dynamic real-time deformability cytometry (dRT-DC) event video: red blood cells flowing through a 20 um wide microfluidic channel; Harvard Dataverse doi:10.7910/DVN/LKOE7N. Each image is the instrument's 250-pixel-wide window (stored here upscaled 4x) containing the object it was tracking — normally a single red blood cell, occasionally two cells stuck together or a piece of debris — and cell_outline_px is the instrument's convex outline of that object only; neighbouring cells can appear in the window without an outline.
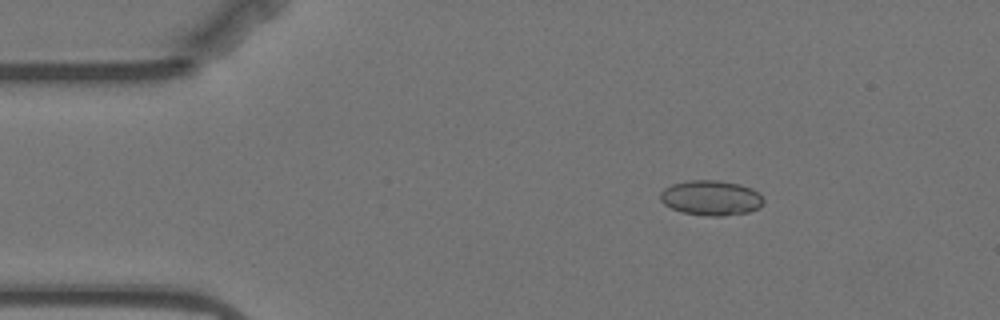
{"species": "Egyptian fruit bat (a non-hibernating species)", "species_latin": "Rousettus aegyptiacus", "temperature_condition": "warm", "stored_images_in_passage": 54, "camera_frame_rate_fps": 3000, "um_per_image_px": 0.085, "animal": {"sex": "female"}, "frame": {"image": 1, "passage_image": 6, "time_ms": 1.667, "image_size_px": [1000, 320], "cell_outline_px": [[764, 204], [760, 208], [748, 212], [724, 216], [708, 216], [684, 212], [672, 208], [664, 204], [660, 200], [660, 192], [664, 188], [672, 184], [692, 180], [716, 180], [740, 184], [752, 188], [760, 192], [764, 200]], "centroid_in_image_um": [60.48, 16.82], "position_along_channel_um": 24.5, "area_um2": 21.21}}
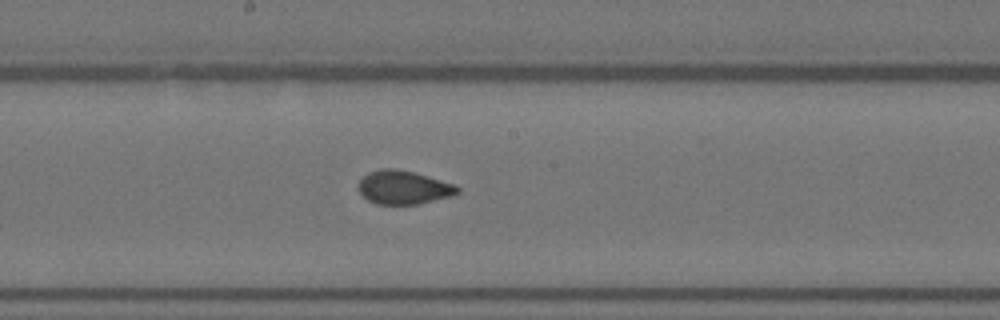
{"frame": {"image": 2, "passage_image": 27, "time_ms": 8.667, "image_size_px": [1000, 320], "cell_outline_px": [[460, 192], [452, 196], [416, 204], [376, 204], [368, 200], [360, 192], [360, 180], [368, 172], [384, 168], [396, 168], [412, 172], [456, 184], [460, 188]], "centroid_in_image_um": [34.33, 15.93], "position_along_channel_um": 213.9, "area_um2": 19.19}}
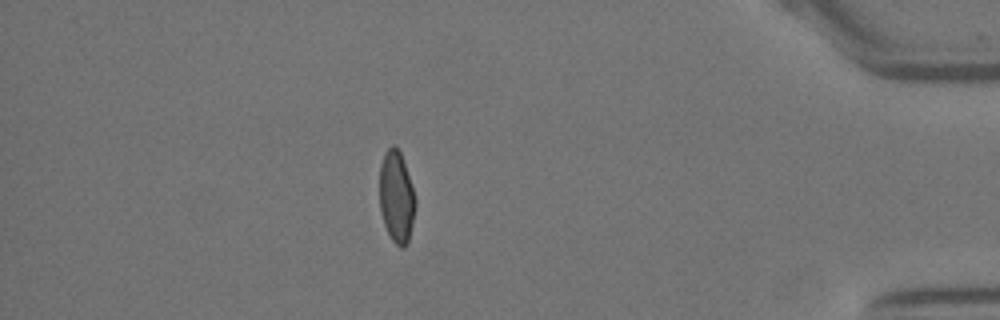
{"frame": {"image": 3, "passage_image": 47, "time_ms": 15.333, "image_size_px": [1000, 320], "cell_outline_px": [[416, 204], [412, 224], [408, 240], [404, 248], [400, 248], [392, 240], [384, 224], [380, 212], [380, 164], [384, 152], [392, 144], [396, 144], [400, 152], [416, 200]], "centroid_in_image_um": [33.68, 16.72], "position_along_channel_um": 401.5, "area_um2": 19.02}, "authors_computed_cell_mechanics": {"area_um2": 19.7387, "velocity_mm_per_s": 3.5242, "shape_relaxation_time_tau1_ms": null, "shape_relaxation_time_tau2_ms": 1.0424, "deformation_change_tau1": null, "deformation_change_tau2": 0.059}}